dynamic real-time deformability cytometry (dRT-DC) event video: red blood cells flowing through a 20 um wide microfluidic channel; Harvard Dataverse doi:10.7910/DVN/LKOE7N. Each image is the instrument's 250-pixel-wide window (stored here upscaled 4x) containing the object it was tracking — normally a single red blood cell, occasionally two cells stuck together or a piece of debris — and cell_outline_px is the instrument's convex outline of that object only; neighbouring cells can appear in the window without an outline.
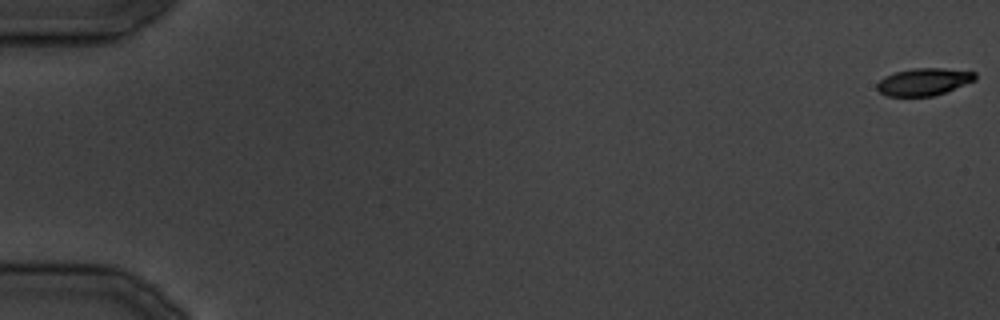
{"species": "common noctule bat (a hibernating species)", "species_latin": "Nyctalus noctula", "temperature_condition": "cold", "stored_images_in_passage": 36, "camera_frame_rate_fps": 3000, "um_per_image_px": 0.085, "animal": {"sex": "male", "body_mass_g": 19.5, "forearm_length_mm": 54.6}, "frame": {"image": 1, "passage_image": 1, "time_ms": 0.0, "image_size_px": [1000, 320], "cell_outline_px": [[976, 80], [944, 92], [932, 96], [888, 96], [880, 92], [876, 88], [876, 84], [884, 76], [896, 72], [916, 68], [944, 68], [976, 72]], "centroid_in_image_um": [78.52, 6.95], "position_along_channel_um": 6.5, "area_um2": 15.49}}
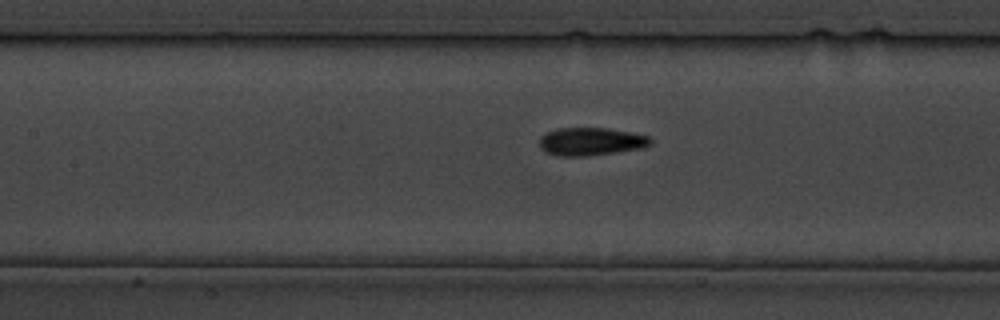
{"frame": {"image": 2, "passage_image": 18, "time_ms": 20.0, "image_size_px": [1000, 320], "cell_outline_px": [[652, 144], [644, 148], [588, 156], [556, 156], [544, 152], [540, 148], [540, 136], [544, 132], [556, 128], [608, 128], [632, 132], [648, 136], [652, 140]], "centroid_in_image_um": [50.2, 12.03], "position_along_channel_um": 157.2, "area_um2": 18.44}}
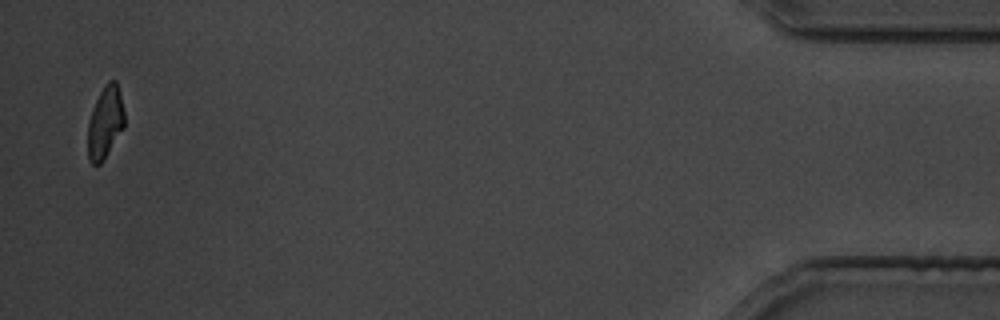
{"frame": {"image": 3, "passage_image": 36, "time_ms": 42.0, "image_size_px": [1000, 320], "cell_outline_px": [[124, 128], [104, 160], [100, 164], [92, 164], [88, 160], [88, 120], [96, 100], [104, 84], [108, 80], [116, 80], [124, 112]], "centroid_in_image_um": [8.93, 10.43], "position_along_channel_um": 426.3, "area_um2": 15.43}}